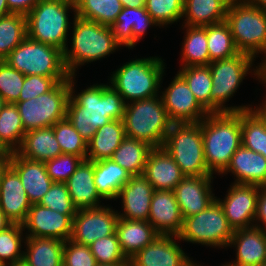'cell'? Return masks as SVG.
Wrapping results in <instances>:
<instances>
[{
    "label": "cell",
    "instance_id": "1",
    "mask_svg": "<svg viewBox=\"0 0 266 266\" xmlns=\"http://www.w3.org/2000/svg\"><path fill=\"white\" fill-rule=\"evenodd\" d=\"M74 80L75 76H69L66 117L88 143L100 127L123 119L126 102L111 84H94L74 95Z\"/></svg>",
    "mask_w": 266,
    "mask_h": 266
},
{
    "label": "cell",
    "instance_id": "2",
    "mask_svg": "<svg viewBox=\"0 0 266 266\" xmlns=\"http://www.w3.org/2000/svg\"><path fill=\"white\" fill-rule=\"evenodd\" d=\"M201 130L208 171L220 175L242 145L241 111L209 113L201 120Z\"/></svg>",
    "mask_w": 266,
    "mask_h": 266
},
{
    "label": "cell",
    "instance_id": "3",
    "mask_svg": "<svg viewBox=\"0 0 266 266\" xmlns=\"http://www.w3.org/2000/svg\"><path fill=\"white\" fill-rule=\"evenodd\" d=\"M72 47L63 51V59L70 76H76V68L115 52L121 45L114 38L110 26L80 18L74 14Z\"/></svg>",
    "mask_w": 266,
    "mask_h": 266
},
{
    "label": "cell",
    "instance_id": "4",
    "mask_svg": "<svg viewBox=\"0 0 266 266\" xmlns=\"http://www.w3.org/2000/svg\"><path fill=\"white\" fill-rule=\"evenodd\" d=\"M123 122L126 137L144 142L152 148L163 146L173 124L161 95L126 103Z\"/></svg>",
    "mask_w": 266,
    "mask_h": 266
},
{
    "label": "cell",
    "instance_id": "5",
    "mask_svg": "<svg viewBox=\"0 0 266 266\" xmlns=\"http://www.w3.org/2000/svg\"><path fill=\"white\" fill-rule=\"evenodd\" d=\"M164 66L159 57L131 60L113 72L110 83L126 103L158 96Z\"/></svg>",
    "mask_w": 266,
    "mask_h": 266
},
{
    "label": "cell",
    "instance_id": "6",
    "mask_svg": "<svg viewBox=\"0 0 266 266\" xmlns=\"http://www.w3.org/2000/svg\"><path fill=\"white\" fill-rule=\"evenodd\" d=\"M69 9L76 13L75 3L64 0L39 1L26 15L27 36L64 51L68 47Z\"/></svg>",
    "mask_w": 266,
    "mask_h": 266
},
{
    "label": "cell",
    "instance_id": "7",
    "mask_svg": "<svg viewBox=\"0 0 266 266\" xmlns=\"http://www.w3.org/2000/svg\"><path fill=\"white\" fill-rule=\"evenodd\" d=\"M225 22L228 24L235 45L240 52L254 58L266 52V11L248 0H231Z\"/></svg>",
    "mask_w": 266,
    "mask_h": 266
},
{
    "label": "cell",
    "instance_id": "8",
    "mask_svg": "<svg viewBox=\"0 0 266 266\" xmlns=\"http://www.w3.org/2000/svg\"><path fill=\"white\" fill-rule=\"evenodd\" d=\"M162 147L184 176H213L205 163L201 121L173 123Z\"/></svg>",
    "mask_w": 266,
    "mask_h": 266
},
{
    "label": "cell",
    "instance_id": "9",
    "mask_svg": "<svg viewBox=\"0 0 266 266\" xmlns=\"http://www.w3.org/2000/svg\"><path fill=\"white\" fill-rule=\"evenodd\" d=\"M254 60L253 56L240 52L231 58L209 64L212 77L211 113L239 112L252 107L247 105L225 107V103L239 88L251 70Z\"/></svg>",
    "mask_w": 266,
    "mask_h": 266
},
{
    "label": "cell",
    "instance_id": "10",
    "mask_svg": "<svg viewBox=\"0 0 266 266\" xmlns=\"http://www.w3.org/2000/svg\"><path fill=\"white\" fill-rule=\"evenodd\" d=\"M5 61L25 76L69 77L63 51L59 48L32 40L28 36L14 48Z\"/></svg>",
    "mask_w": 266,
    "mask_h": 266
},
{
    "label": "cell",
    "instance_id": "11",
    "mask_svg": "<svg viewBox=\"0 0 266 266\" xmlns=\"http://www.w3.org/2000/svg\"><path fill=\"white\" fill-rule=\"evenodd\" d=\"M224 211L215 199L204 211L183 219L179 241L211 247H228L233 236Z\"/></svg>",
    "mask_w": 266,
    "mask_h": 266
},
{
    "label": "cell",
    "instance_id": "12",
    "mask_svg": "<svg viewBox=\"0 0 266 266\" xmlns=\"http://www.w3.org/2000/svg\"><path fill=\"white\" fill-rule=\"evenodd\" d=\"M70 97L69 78L59 82L52 90L26 101H17L25 131L52 127L66 118Z\"/></svg>",
    "mask_w": 266,
    "mask_h": 266
},
{
    "label": "cell",
    "instance_id": "13",
    "mask_svg": "<svg viewBox=\"0 0 266 266\" xmlns=\"http://www.w3.org/2000/svg\"><path fill=\"white\" fill-rule=\"evenodd\" d=\"M120 212L109 206L79 209L73 218L71 241L90 245L97 239L110 236L116 232Z\"/></svg>",
    "mask_w": 266,
    "mask_h": 266
},
{
    "label": "cell",
    "instance_id": "14",
    "mask_svg": "<svg viewBox=\"0 0 266 266\" xmlns=\"http://www.w3.org/2000/svg\"><path fill=\"white\" fill-rule=\"evenodd\" d=\"M259 191L260 186L231 184L223 200L216 197L233 231L254 227Z\"/></svg>",
    "mask_w": 266,
    "mask_h": 266
},
{
    "label": "cell",
    "instance_id": "15",
    "mask_svg": "<svg viewBox=\"0 0 266 266\" xmlns=\"http://www.w3.org/2000/svg\"><path fill=\"white\" fill-rule=\"evenodd\" d=\"M161 95L173 123H199L209 114L195 99L188 84L178 73Z\"/></svg>",
    "mask_w": 266,
    "mask_h": 266
},
{
    "label": "cell",
    "instance_id": "16",
    "mask_svg": "<svg viewBox=\"0 0 266 266\" xmlns=\"http://www.w3.org/2000/svg\"><path fill=\"white\" fill-rule=\"evenodd\" d=\"M74 217L32 204L22 227L28 230L26 237L54 238L64 242L71 237Z\"/></svg>",
    "mask_w": 266,
    "mask_h": 266
},
{
    "label": "cell",
    "instance_id": "17",
    "mask_svg": "<svg viewBox=\"0 0 266 266\" xmlns=\"http://www.w3.org/2000/svg\"><path fill=\"white\" fill-rule=\"evenodd\" d=\"M213 176H185L173 189L183 218L204 211L216 197L212 193Z\"/></svg>",
    "mask_w": 266,
    "mask_h": 266
},
{
    "label": "cell",
    "instance_id": "18",
    "mask_svg": "<svg viewBox=\"0 0 266 266\" xmlns=\"http://www.w3.org/2000/svg\"><path fill=\"white\" fill-rule=\"evenodd\" d=\"M177 239L178 236H157L129 259V266H183L191 258L176 243Z\"/></svg>",
    "mask_w": 266,
    "mask_h": 266
},
{
    "label": "cell",
    "instance_id": "19",
    "mask_svg": "<svg viewBox=\"0 0 266 266\" xmlns=\"http://www.w3.org/2000/svg\"><path fill=\"white\" fill-rule=\"evenodd\" d=\"M183 216L171 190H155L151 199L148 222L159 235L178 236Z\"/></svg>",
    "mask_w": 266,
    "mask_h": 266
},
{
    "label": "cell",
    "instance_id": "20",
    "mask_svg": "<svg viewBox=\"0 0 266 266\" xmlns=\"http://www.w3.org/2000/svg\"><path fill=\"white\" fill-rule=\"evenodd\" d=\"M154 191L143 174L132 176L117 196V199H122L123 204V212L118 214L119 218L148 221Z\"/></svg>",
    "mask_w": 266,
    "mask_h": 266
},
{
    "label": "cell",
    "instance_id": "21",
    "mask_svg": "<svg viewBox=\"0 0 266 266\" xmlns=\"http://www.w3.org/2000/svg\"><path fill=\"white\" fill-rule=\"evenodd\" d=\"M17 172L9 165L0 182V209L12 223L22 224L31 207Z\"/></svg>",
    "mask_w": 266,
    "mask_h": 266
},
{
    "label": "cell",
    "instance_id": "22",
    "mask_svg": "<svg viewBox=\"0 0 266 266\" xmlns=\"http://www.w3.org/2000/svg\"><path fill=\"white\" fill-rule=\"evenodd\" d=\"M236 247V260L230 266H260L266 264V230L257 227L233 232L230 244Z\"/></svg>",
    "mask_w": 266,
    "mask_h": 266
},
{
    "label": "cell",
    "instance_id": "23",
    "mask_svg": "<svg viewBox=\"0 0 266 266\" xmlns=\"http://www.w3.org/2000/svg\"><path fill=\"white\" fill-rule=\"evenodd\" d=\"M228 172L236 177L233 184L266 186V158L242 145L232 155L228 167L221 174Z\"/></svg>",
    "mask_w": 266,
    "mask_h": 266
},
{
    "label": "cell",
    "instance_id": "24",
    "mask_svg": "<svg viewBox=\"0 0 266 266\" xmlns=\"http://www.w3.org/2000/svg\"><path fill=\"white\" fill-rule=\"evenodd\" d=\"M10 166L17 172L31 204H39L53 181L47 174L44 162L32 161L12 154Z\"/></svg>",
    "mask_w": 266,
    "mask_h": 266
},
{
    "label": "cell",
    "instance_id": "25",
    "mask_svg": "<svg viewBox=\"0 0 266 266\" xmlns=\"http://www.w3.org/2000/svg\"><path fill=\"white\" fill-rule=\"evenodd\" d=\"M158 26L145 7H123L117 15L116 21L110 26L116 41L122 46L133 48L137 41L142 39L146 29Z\"/></svg>",
    "mask_w": 266,
    "mask_h": 266
},
{
    "label": "cell",
    "instance_id": "26",
    "mask_svg": "<svg viewBox=\"0 0 266 266\" xmlns=\"http://www.w3.org/2000/svg\"><path fill=\"white\" fill-rule=\"evenodd\" d=\"M143 175L154 190H171L185 177L174 159L163 148H153L147 158Z\"/></svg>",
    "mask_w": 266,
    "mask_h": 266
},
{
    "label": "cell",
    "instance_id": "27",
    "mask_svg": "<svg viewBox=\"0 0 266 266\" xmlns=\"http://www.w3.org/2000/svg\"><path fill=\"white\" fill-rule=\"evenodd\" d=\"M74 206L79 209L100 207L103 199L94 183V163L82 160L75 172L65 182Z\"/></svg>",
    "mask_w": 266,
    "mask_h": 266
},
{
    "label": "cell",
    "instance_id": "28",
    "mask_svg": "<svg viewBox=\"0 0 266 266\" xmlns=\"http://www.w3.org/2000/svg\"><path fill=\"white\" fill-rule=\"evenodd\" d=\"M116 234L121 251L128 260L159 236L148 221L121 218L117 221Z\"/></svg>",
    "mask_w": 266,
    "mask_h": 266
},
{
    "label": "cell",
    "instance_id": "29",
    "mask_svg": "<svg viewBox=\"0 0 266 266\" xmlns=\"http://www.w3.org/2000/svg\"><path fill=\"white\" fill-rule=\"evenodd\" d=\"M17 153L32 161L46 162L62 154L53 127L26 131Z\"/></svg>",
    "mask_w": 266,
    "mask_h": 266
},
{
    "label": "cell",
    "instance_id": "30",
    "mask_svg": "<svg viewBox=\"0 0 266 266\" xmlns=\"http://www.w3.org/2000/svg\"><path fill=\"white\" fill-rule=\"evenodd\" d=\"M22 266H63L64 242L54 238L25 237Z\"/></svg>",
    "mask_w": 266,
    "mask_h": 266
},
{
    "label": "cell",
    "instance_id": "31",
    "mask_svg": "<svg viewBox=\"0 0 266 266\" xmlns=\"http://www.w3.org/2000/svg\"><path fill=\"white\" fill-rule=\"evenodd\" d=\"M125 137L123 119L111 120L103 127H100L88 142L86 159L93 162L111 159Z\"/></svg>",
    "mask_w": 266,
    "mask_h": 266
},
{
    "label": "cell",
    "instance_id": "32",
    "mask_svg": "<svg viewBox=\"0 0 266 266\" xmlns=\"http://www.w3.org/2000/svg\"><path fill=\"white\" fill-rule=\"evenodd\" d=\"M94 183L104 200L117 199L120 189L131 179L128 171L112 159L94 161Z\"/></svg>",
    "mask_w": 266,
    "mask_h": 266
},
{
    "label": "cell",
    "instance_id": "33",
    "mask_svg": "<svg viewBox=\"0 0 266 266\" xmlns=\"http://www.w3.org/2000/svg\"><path fill=\"white\" fill-rule=\"evenodd\" d=\"M231 0H184L183 22L187 26H207L225 21ZM185 16V17H184Z\"/></svg>",
    "mask_w": 266,
    "mask_h": 266
},
{
    "label": "cell",
    "instance_id": "34",
    "mask_svg": "<svg viewBox=\"0 0 266 266\" xmlns=\"http://www.w3.org/2000/svg\"><path fill=\"white\" fill-rule=\"evenodd\" d=\"M152 149L144 142L125 137L111 159L128 171L131 176L142 175Z\"/></svg>",
    "mask_w": 266,
    "mask_h": 266
},
{
    "label": "cell",
    "instance_id": "35",
    "mask_svg": "<svg viewBox=\"0 0 266 266\" xmlns=\"http://www.w3.org/2000/svg\"><path fill=\"white\" fill-rule=\"evenodd\" d=\"M184 42L182 43V65L190 66H206L211 63L209 51L207 48V32L206 26H187Z\"/></svg>",
    "mask_w": 266,
    "mask_h": 266
},
{
    "label": "cell",
    "instance_id": "36",
    "mask_svg": "<svg viewBox=\"0 0 266 266\" xmlns=\"http://www.w3.org/2000/svg\"><path fill=\"white\" fill-rule=\"evenodd\" d=\"M25 133L17 106L7 103L0 112V147L11 153L17 152Z\"/></svg>",
    "mask_w": 266,
    "mask_h": 266
},
{
    "label": "cell",
    "instance_id": "37",
    "mask_svg": "<svg viewBox=\"0 0 266 266\" xmlns=\"http://www.w3.org/2000/svg\"><path fill=\"white\" fill-rule=\"evenodd\" d=\"M75 5L76 16L105 26H111L123 9L120 0H77Z\"/></svg>",
    "mask_w": 266,
    "mask_h": 266
},
{
    "label": "cell",
    "instance_id": "38",
    "mask_svg": "<svg viewBox=\"0 0 266 266\" xmlns=\"http://www.w3.org/2000/svg\"><path fill=\"white\" fill-rule=\"evenodd\" d=\"M27 37V19L25 15L9 13L0 18V61Z\"/></svg>",
    "mask_w": 266,
    "mask_h": 266
},
{
    "label": "cell",
    "instance_id": "39",
    "mask_svg": "<svg viewBox=\"0 0 266 266\" xmlns=\"http://www.w3.org/2000/svg\"><path fill=\"white\" fill-rule=\"evenodd\" d=\"M178 74L188 84L199 104L211 113L212 77L209 65L181 67Z\"/></svg>",
    "mask_w": 266,
    "mask_h": 266
},
{
    "label": "cell",
    "instance_id": "40",
    "mask_svg": "<svg viewBox=\"0 0 266 266\" xmlns=\"http://www.w3.org/2000/svg\"><path fill=\"white\" fill-rule=\"evenodd\" d=\"M206 32L207 48L211 62L228 59L240 53L235 45L230 27L225 21L207 25Z\"/></svg>",
    "mask_w": 266,
    "mask_h": 266
},
{
    "label": "cell",
    "instance_id": "41",
    "mask_svg": "<svg viewBox=\"0 0 266 266\" xmlns=\"http://www.w3.org/2000/svg\"><path fill=\"white\" fill-rule=\"evenodd\" d=\"M241 140L242 146L266 158V128L251 109L241 111Z\"/></svg>",
    "mask_w": 266,
    "mask_h": 266
},
{
    "label": "cell",
    "instance_id": "42",
    "mask_svg": "<svg viewBox=\"0 0 266 266\" xmlns=\"http://www.w3.org/2000/svg\"><path fill=\"white\" fill-rule=\"evenodd\" d=\"M23 231L22 224L18 223H12L0 231V262L8 266L22 265L24 251H21V243L25 240L22 236Z\"/></svg>",
    "mask_w": 266,
    "mask_h": 266
},
{
    "label": "cell",
    "instance_id": "43",
    "mask_svg": "<svg viewBox=\"0 0 266 266\" xmlns=\"http://www.w3.org/2000/svg\"><path fill=\"white\" fill-rule=\"evenodd\" d=\"M52 127L62 154H74L80 156L83 160L87 158L88 143L81 137L67 117L56 122Z\"/></svg>",
    "mask_w": 266,
    "mask_h": 266
},
{
    "label": "cell",
    "instance_id": "44",
    "mask_svg": "<svg viewBox=\"0 0 266 266\" xmlns=\"http://www.w3.org/2000/svg\"><path fill=\"white\" fill-rule=\"evenodd\" d=\"M145 8L159 27L165 26L183 18L184 0H145Z\"/></svg>",
    "mask_w": 266,
    "mask_h": 266
},
{
    "label": "cell",
    "instance_id": "45",
    "mask_svg": "<svg viewBox=\"0 0 266 266\" xmlns=\"http://www.w3.org/2000/svg\"><path fill=\"white\" fill-rule=\"evenodd\" d=\"M89 247L97 264H129V260L121 251L116 232L97 239Z\"/></svg>",
    "mask_w": 266,
    "mask_h": 266
},
{
    "label": "cell",
    "instance_id": "46",
    "mask_svg": "<svg viewBox=\"0 0 266 266\" xmlns=\"http://www.w3.org/2000/svg\"><path fill=\"white\" fill-rule=\"evenodd\" d=\"M25 75L11 67L5 60L0 61V96L6 103L15 104L20 97Z\"/></svg>",
    "mask_w": 266,
    "mask_h": 266
},
{
    "label": "cell",
    "instance_id": "47",
    "mask_svg": "<svg viewBox=\"0 0 266 266\" xmlns=\"http://www.w3.org/2000/svg\"><path fill=\"white\" fill-rule=\"evenodd\" d=\"M39 204L65 215H76L78 210L72 202L66 183L60 182H53Z\"/></svg>",
    "mask_w": 266,
    "mask_h": 266
},
{
    "label": "cell",
    "instance_id": "48",
    "mask_svg": "<svg viewBox=\"0 0 266 266\" xmlns=\"http://www.w3.org/2000/svg\"><path fill=\"white\" fill-rule=\"evenodd\" d=\"M82 160L80 156L74 154H61L44 164L47 174L53 182L65 183Z\"/></svg>",
    "mask_w": 266,
    "mask_h": 266
},
{
    "label": "cell",
    "instance_id": "49",
    "mask_svg": "<svg viewBox=\"0 0 266 266\" xmlns=\"http://www.w3.org/2000/svg\"><path fill=\"white\" fill-rule=\"evenodd\" d=\"M69 77H44L40 75L25 76L21 94L18 101L36 98L52 90L59 82L66 81Z\"/></svg>",
    "mask_w": 266,
    "mask_h": 266
},
{
    "label": "cell",
    "instance_id": "50",
    "mask_svg": "<svg viewBox=\"0 0 266 266\" xmlns=\"http://www.w3.org/2000/svg\"><path fill=\"white\" fill-rule=\"evenodd\" d=\"M63 266H97L96 258L88 245L64 241Z\"/></svg>",
    "mask_w": 266,
    "mask_h": 266
},
{
    "label": "cell",
    "instance_id": "51",
    "mask_svg": "<svg viewBox=\"0 0 266 266\" xmlns=\"http://www.w3.org/2000/svg\"><path fill=\"white\" fill-rule=\"evenodd\" d=\"M254 222H256L254 224V227L266 230V186L260 187L257 200V211ZM260 223L262 224V226L260 225Z\"/></svg>",
    "mask_w": 266,
    "mask_h": 266
},
{
    "label": "cell",
    "instance_id": "52",
    "mask_svg": "<svg viewBox=\"0 0 266 266\" xmlns=\"http://www.w3.org/2000/svg\"><path fill=\"white\" fill-rule=\"evenodd\" d=\"M41 0H7L10 13L27 15Z\"/></svg>",
    "mask_w": 266,
    "mask_h": 266
},
{
    "label": "cell",
    "instance_id": "53",
    "mask_svg": "<svg viewBox=\"0 0 266 266\" xmlns=\"http://www.w3.org/2000/svg\"><path fill=\"white\" fill-rule=\"evenodd\" d=\"M12 154L13 153H11L7 150L0 151V182H1V178H2L4 171L10 165V160H11Z\"/></svg>",
    "mask_w": 266,
    "mask_h": 266
},
{
    "label": "cell",
    "instance_id": "54",
    "mask_svg": "<svg viewBox=\"0 0 266 266\" xmlns=\"http://www.w3.org/2000/svg\"><path fill=\"white\" fill-rule=\"evenodd\" d=\"M265 59L262 60L263 62L260 63L259 67L256 66V69L254 70V77L256 76L258 80H261L262 83L266 84V52H265Z\"/></svg>",
    "mask_w": 266,
    "mask_h": 266
},
{
    "label": "cell",
    "instance_id": "55",
    "mask_svg": "<svg viewBox=\"0 0 266 266\" xmlns=\"http://www.w3.org/2000/svg\"><path fill=\"white\" fill-rule=\"evenodd\" d=\"M123 7L141 8L145 7V0H120Z\"/></svg>",
    "mask_w": 266,
    "mask_h": 266
},
{
    "label": "cell",
    "instance_id": "56",
    "mask_svg": "<svg viewBox=\"0 0 266 266\" xmlns=\"http://www.w3.org/2000/svg\"><path fill=\"white\" fill-rule=\"evenodd\" d=\"M264 104V105H263ZM259 118L260 120L264 123L265 128H266V101L262 103V106L256 108H250Z\"/></svg>",
    "mask_w": 266,
    "mask_h": 266
},
{
    "label": "cell",
    "instance_id": "57",
    "mask_svg": "<svg viewBox=\"0 0 266 266\" xmlns=\"http://www.w3.org/2000/svg\"><path fill=\"white\" fill-rule=\"evenodd\" d=\"M11 224L12 222L6 217V215L0 209V231L5 230Z\"/></svg>",
    "mask_w": 266,
    "mask_h": 266
},
{
    "label": "cell",
    "instance_id": "58",
    "mask_svg": "<svg viewBox=\"0 0 266 266\" xmlns=\"http://www.w3.org/2000/svg\"><path fill=\"white\" fill-rule=\"evenodd\" d=\"M9 13L10 11L8 9L7 0H0V18Z\"/></svg>",
    "mask_w": 266,
    "mask_h": 266
},
{
    "label": "cell",
    "instance_id": "59",
    "mask_svg": "<svg viewBox=\"0 0 266 266\" xmlns=\"http://www.w3.org/2000/svg\"><path fill=\"white\" fill-rule=\"evenodd\" d=\"M252 5L266 11V0H248Z\"/></svg>",
    "mask_w": 266,
    "mask_h": 266
},
{
    "label": "cell",
    "instance_id": "60",
    "mask_svg": "<svg viewBox=\"0 0 266 266\" xmlns=\"http://www.w3.org/2000/svg\"><path fill=\"white\" fill-rule=\"evenodd\" d=\"M97 266H129V264H97Z\"/></svg>",
    "mask_w": 266,
    "mask_h": 266
},
{
    "label": "cell",
    "instance_id": "61",
    "mask_svg": "<svg viewBox=\"0 0 266 266\" xmlns=\"http://www.w3.org/2000/svg\"><path fill=\"white\" fill-rule=\"evenodd\" d=\"M183 266H201L199 263L197 265V263L192 260H189L186 264H184Z\"/></svg>",
    "mask_w": 266,
    "mask_h": 266
},
{
    "label": "cell",
    "instance_id": "62",
    "mask_svg": "<svg viewBox=\"0 0 266 266\" xmlns=\"http://www.w3.org/2000/svg\"><path fill=\"white\" fill-rule=\"evenodd\" d=\"M6 104L7 103L5 102V100L0 96V112L2 111V109Z\"/></svg>",
    "mask_w": 266,
    "mask_h": 266
},
{
    "label": "cell",
    "instance_id": "63",
    "mask_svg": "<svg viewBox=\"0 0 266 266\" xmlns=\"http://www.w3.org/2000/svg\"><path fill=\"white\" fill-rule=\"evenodd\" d=\"M64 1L76 3L77 0H64Z\"/></svg>",
    "mask_w": 266,
    "mask_h": 266
},
{
    "label": "cell",
    "instance_id": "64",
    "mask_svg": "<svg viewBox=\"0 0 266 266\" xmlns=\"http://www.w3.org/2000/svg\"><path fill=\"white\" fill-rule=\"evenodd\" d=\"M0 266H8V265H5L4 263L0 262Z\"/></svg>",
    "mask_w": 266,
    "mask_h": 266
},
{
    "label": "cell",
    "instance_id": "65",
    "mask_svg": "<svg viewBox=\"0 0 266 266\" xmlns=\"http://www.w3.org/2000/svg\"><path fill=\"white\" fill-rule=\"evenodd\" d=\"M221 266H230V265H229L228 262H227V264H223V265H221Z\"/></svg>",
    "mask_w": 266,
    "mask_h": 266
}]
</instances>
